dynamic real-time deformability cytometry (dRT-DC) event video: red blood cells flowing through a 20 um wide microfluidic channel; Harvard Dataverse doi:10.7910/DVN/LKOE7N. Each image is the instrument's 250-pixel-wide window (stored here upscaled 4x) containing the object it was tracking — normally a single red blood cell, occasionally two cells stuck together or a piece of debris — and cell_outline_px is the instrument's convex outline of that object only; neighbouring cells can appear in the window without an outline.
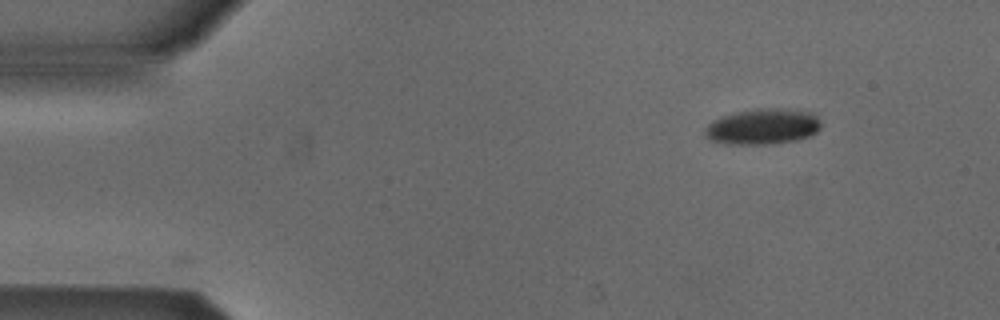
{"species": "Egyptian fruit bat (a non-hibernating species)", "species_latin": "Rousettus aegyptiacus", "temperature_condition": "cold", "stored_images_in_passage": 47, "camera_frame_rate_fps": 3000, "um_per_image_px": 0.085, "animal": {"sex": "male"}, "frame": {"image": 1, "passage_image": 1, "time_ms": 0.0, "image_size_px": [1000, 320], "cell_outline_px": [[820, 128], [812, 136], [796, 140], [772, 144], [724, 144], [712, 140], [704, 136], [704, 128], [712, 120], [720, 116], [736, 112], [756, 108], [780, 108], [812, 112], [820, 120]], "centroid_in_image_um": [64.82, 10.76], "position_along_channel_um": 20.2, "area_um2": 24.51}}
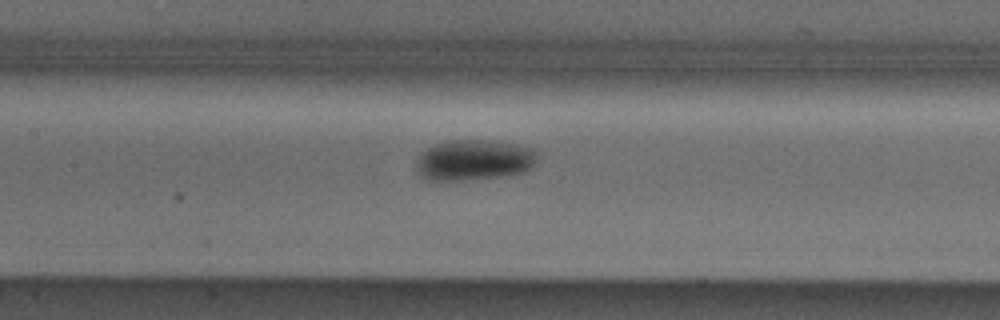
{"frame": {"image": 2, "passage_image": 19, "time_ms": 6.0, "image_size_px": [1000, 320], "cell_outline_px": [[536, 160], [524, 172], [504, 176], [464, 180], [428, 180], [420, 176], [416, 172], [416, 160], [420, 152], [432, 144], [448, 140], [484, 140], [516, 144], [536, 148]], "centroid_in_image_um": [40.23, 13.59], "position_along_channel_um": 167.2, "area_um2": 29.02}}
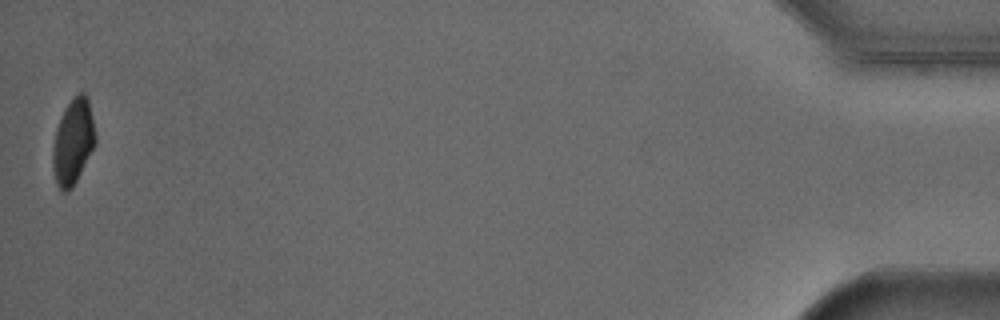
{"frame": {"image": 3, "passage_image": 47, "time_ms": 15.333, "image_size_px": [1000, 320], "cell_outline_px": [[96, 144], [72, 188], [68, 192], [64, 192], [56, 184], [52, 164], [52, 148], [56, 128], [64, 108], [72, 96], [80, 92], [84, 92], [88, 96], [96, 136]], "centroid_in_image_um": [6.21, 12.01], "position_along_channel_um": 429.0, "area_um2": 21.5}, "authors_computed_cell_mechanics": {"area_um2": 25.2586, "velocity_mm_per_s": 3.8802, "shape_relaxation_time_tau1_ms": 2.9302, "shape_relaxation_time_tau2_ms": null, "deformation_change_tau1": 0.1031, "deformation_change_tau2": null}}